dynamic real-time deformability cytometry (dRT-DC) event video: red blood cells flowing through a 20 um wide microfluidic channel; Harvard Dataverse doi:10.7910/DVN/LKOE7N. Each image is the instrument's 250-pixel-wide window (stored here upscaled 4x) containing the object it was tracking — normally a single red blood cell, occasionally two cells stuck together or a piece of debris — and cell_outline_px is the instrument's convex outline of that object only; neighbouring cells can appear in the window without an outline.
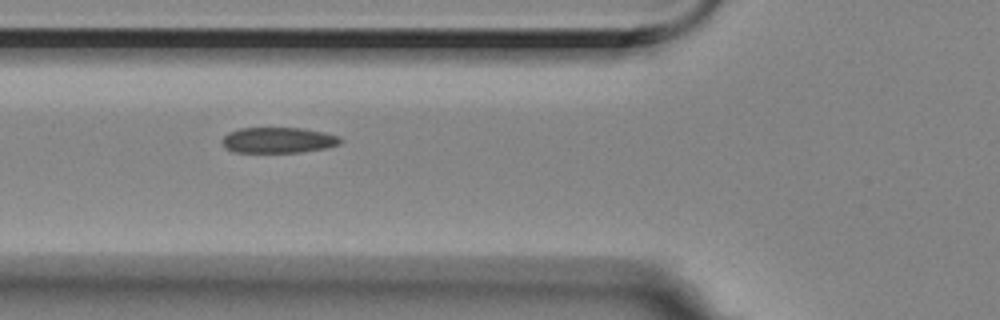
{"species": "Egyptian fruit bat (a non-hibernating species)", "species_latin": "Rousettus aegyptiacus", "temperature_condition": "room temperature", "stored_images_in_passage": 10, "camera_frame_rate_fps": 3000, "um_per_image_px": 0.085, "animal": {"sex": "female"}, "frame": {"image": 1, "passage_image": 5, "time_ms": 1.333, "image_size_px": [1000, 320], "cell_outline_px": [[344, 140], [340, 144], [328, 148], [304, 152], [236, 152], [224, 148], [220, 140], [228, 132], [240, 128], [300, 128], [324, 132], [340, 136]], "centroid_in_image_um": [23.67, 11.92], "position_along_channel_um": 102.1, "area_um2": 17.98}}
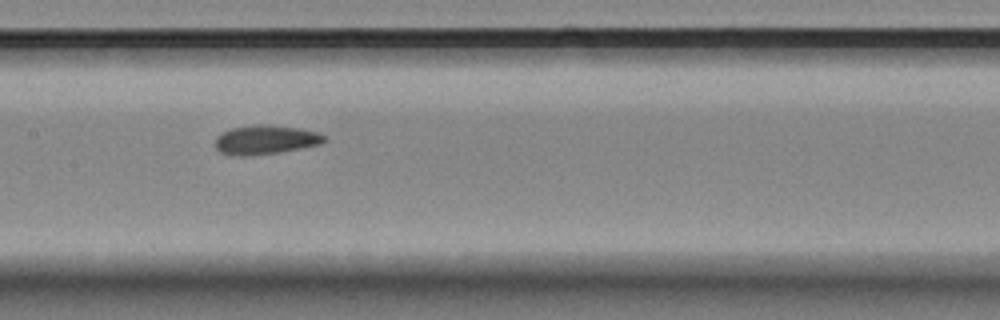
{"frame": {"image": 2, "passage_image": 7, "time_ms": 2.0, "image_size_px": [1000, 320], "cell_outline_px": [[328, 140], [320, 144], [280, 152], [252, 156], [232, 156], [220, 152], [216, 148], [216, 136], [232, 128], [256, 124], [268, 124], [300, 128], [320, 132], [328, 136]], "centroid_in_image_um": [22.62, 11.88], "position_along_channel_um": 184.8, "area_um2": 18.84}}
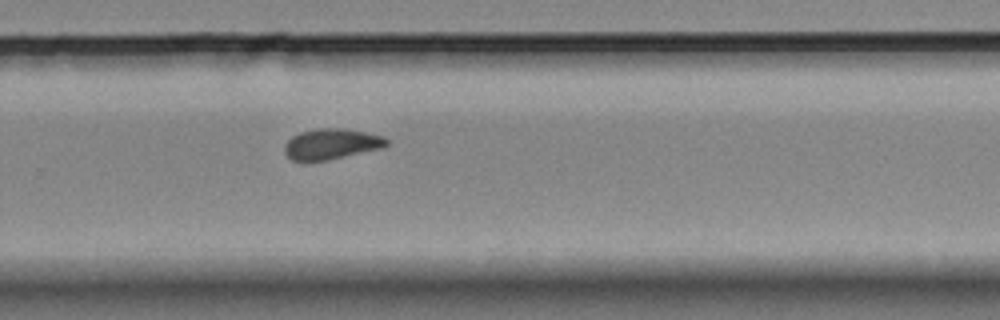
{"frame": {"image": 3, "passage_image": 10, "time_ms": 3.0, "image_size_px": [1000, 320], "cell_outline_px": [[388, 144], [384, 148], [328, 160], [304, 164], [292, 160], [284, 152], [284, 144], [292, 136], [300, 132], [316, 128], [344, 128], [384, 136], [388, 140]], "centroid_in_image_um": [28.13, 12.27], "position_along_channel_um": 301.7, "area_um2": 18.79}}